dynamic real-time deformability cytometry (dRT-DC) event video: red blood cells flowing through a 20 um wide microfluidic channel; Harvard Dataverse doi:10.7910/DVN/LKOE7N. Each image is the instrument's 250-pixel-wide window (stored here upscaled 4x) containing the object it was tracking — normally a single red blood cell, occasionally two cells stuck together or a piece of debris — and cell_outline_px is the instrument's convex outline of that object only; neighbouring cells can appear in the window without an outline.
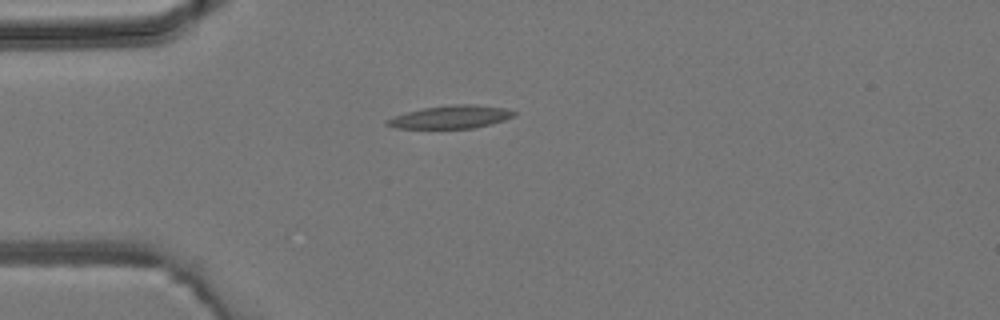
{"species": "common noctule bat (a hibernating species)", "species_latin": "Nyctalus noctula", "temperature_condition": "room temperature", "stored_images_in_passage": 1, "camera_frame_rate_fps": 3000, "um_per_image_px": 0.085, "animal": {"sex": "male", "body_mass_g": 19.2, "forearm_length_mm": 51.8}, "frame": {"image": 1, "passage_image": 1, "time_ms": 0.0, "image_size_px": [1000, 320], "cell_outline_px": [[516, 116], [492, 124], [472, 128], [396, 128], [384, 124], [384, 120], [408, 112], [424, 108], [456, 104], [472, 104], [504, 108], [516, 112]], "centroid_in_image_um": [38.34, 9.95], "position_along_channel_um": 46.7, "area_um2": 16.82}}